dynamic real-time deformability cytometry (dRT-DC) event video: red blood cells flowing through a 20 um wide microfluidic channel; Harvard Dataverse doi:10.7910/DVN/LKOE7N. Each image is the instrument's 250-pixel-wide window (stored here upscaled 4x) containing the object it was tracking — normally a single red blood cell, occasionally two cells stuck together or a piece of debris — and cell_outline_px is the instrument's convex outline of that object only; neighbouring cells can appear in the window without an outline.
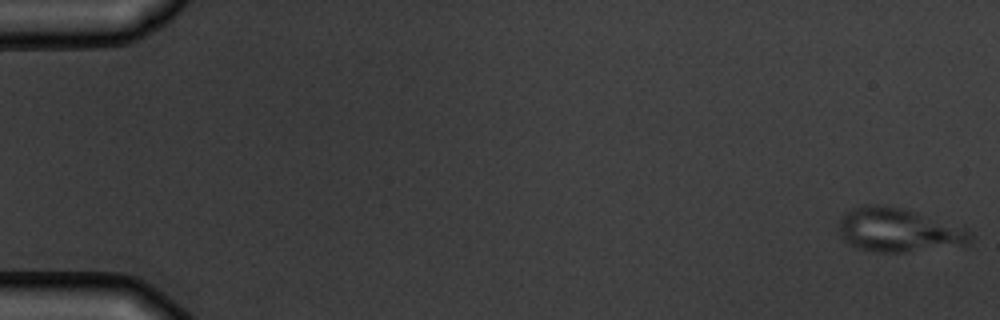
{"species": "common noctule bat (a hibernating species)", "species_latin": "Nyctalus noctula", "temperature_condition": "warm", "stored_images_in_passage": 5, "camera_frame_rate_fps": 3000, "um_per_image_px": 0.085, "animal": {"sex": "male", "body_mass_g": 19.5, "forearm_length_mm": 54.6}, "frame": {"image": 1, "passage_image": 1, "time_ms": 0.0, "image_size_px": [1000, 320], "cell_outline_px": [[976, 236], [972, 244], [904, 252], [876, 252], [860, 248], [844, 240], [840, 236], [840, 220], [844, 212], [864, 204], [880, 204], [900, 208], [964, 224]], "centroid_in_image_um": [76.52, 19.54], "position_along_channel_um": 8.5, "area_um2": 34.28}}